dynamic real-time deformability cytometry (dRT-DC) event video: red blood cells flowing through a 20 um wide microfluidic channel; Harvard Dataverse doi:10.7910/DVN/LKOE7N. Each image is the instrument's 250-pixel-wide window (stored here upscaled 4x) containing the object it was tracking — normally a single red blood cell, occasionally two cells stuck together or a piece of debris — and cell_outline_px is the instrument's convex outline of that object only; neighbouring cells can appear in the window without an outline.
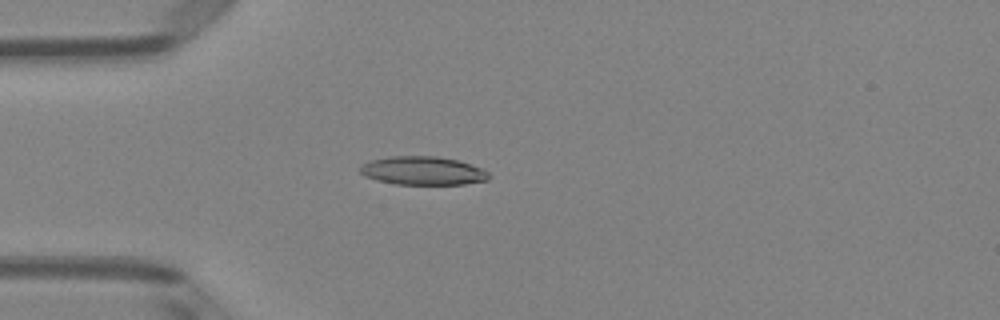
{"species": "Egyptian fruit bat (a non-hibernating species)", "species_latin": "Rousettus aegyptiacus", "temperature_condition": "room temperature", "stored_images_in_passage": 37, "camera_frame_rate_fps": 3000, "um_per_image_px": 0.085, "animal": {"sex": "female"}, "frame": {"image": 1, "passage_image": 1, "time_ms": 0.0, "image_size_px": [1000, 320], "cell_outline_px": [[492, 176], [488, 180], [464, 184], [396, 184], [364, 176], [360, 172], [360, 168], [364, 164], [372, 160], [388, 156], [436, 156], [456, 160], [484, 168]], "centroid_in_image_um": [36.0, 14.51], "position_along_channel_um": 49.0, "area_um2": 21.27}}
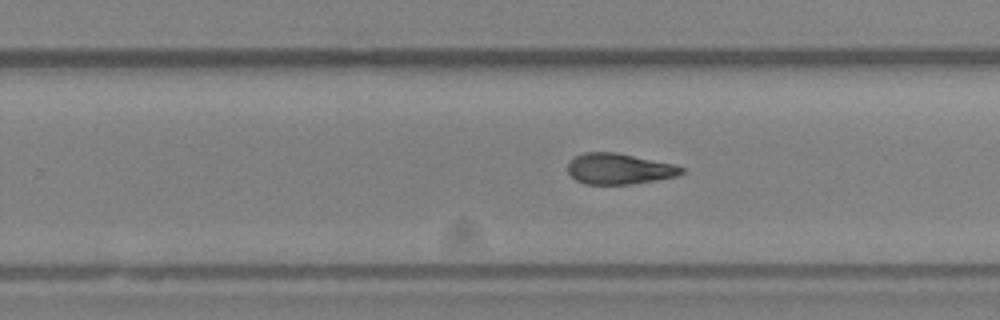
{"frame": {"image": 2, "passage_image": 19, "time_ms": 6.0, "image_size_px": [1000, 320], "cell_outline_px": [[684, 172], [676, 176], [656, 180], [632, 184], [584, 184], [576, 180], [568, 172], [568, 160], [584, 152], [616, 152], [672, 164], [684, 168]], "centroid_in_image_um": [52.59, 14.35], "position_along_channel_um": 277.2, "area_um2": 20.35}}
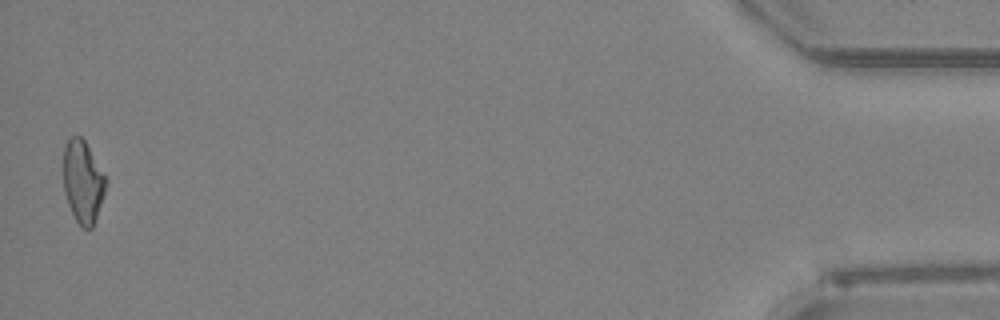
{"frame": {"image": 3, "passage_image": 37, "time_ms": 12.0, "image_size_px": [1000, 320], "cell_outline_px": [[108, 180], [104, 196], [92, 228], [80, 228], [68, 204], [64, 192], [64, 144], [72, 136], [80, 136], [84, 140]], "centroid_in_image_um": [7.05, 15.46], "position_along_channel_um": 428.1, "area_um2": 20.35}, "authors_computed_cell_mechanics": {"area_um2": 21.0392, "velocity_mm_per_s": 4.03, "shape_relaxation_time_tau1_ms": 5.0523, "shape_relaxation_time_tau2_ms": 5.1633, "deformation_change_tau1": 0.1895, "deformation_change_tau2": 0.1612}}